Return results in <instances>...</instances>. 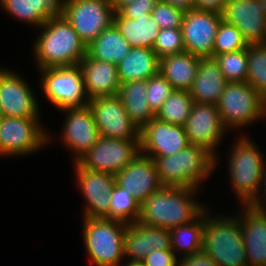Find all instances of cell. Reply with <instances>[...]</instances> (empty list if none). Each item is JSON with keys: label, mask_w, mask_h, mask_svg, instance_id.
<instances>
[{"label": "cell", "mask_w": 266, "mask_h": 266, "mask_svg": "<svg viewBox=\"0 0 266 266\" xmlns=\"http://www.w3.org/2000/svg\"><path fill=\"white\" fill-rule=\"evenodd\" d=\"M196 190L198 189L162 186L141 203L138 221L164 229L192 222L206 208L192 198Z\"/></svg>", "instance_id": "obj_1"}, {"label": "cell", "mask_w": 266, "mask_h": 266, "mask_svg": "<svg viewBox=\"0 0 266 266\" xmlns=\"http://www.w3.org/2000/svg\"><path fill=\"white\" fill-rule=\"evenodd\" d=\"M40 28L43 31L33 45L39 69L74 66L86 56L87 46L61 13Z\"/></svg>", "instance_id": "obj_2"}, {"label": "cell", "mask_w": 266, "mask_h": 266, "mask_svg": "<svg viewBox=\"0 0 266 266\" xmlns=\"http://www.w3.org/2000/svg\"><path fill=\"white\" fill-rule=\"evenodd\" d=\"M154 160L163 186L198 189L216 167L217 159L205 148L189 144L171 156H148Z\"/></svg>", "instance_id": "obj_3"}, {"label": "cell", "mask_w": 266, "mask_h": 266, "mask_svg": "<svg viewBox=\"0 0 266 266\" xmlns=\"http://www.w3.org/2000/svg\"><path fill=\"white\" fill-rule=\"evenodd\" d=\"M215 217L205 213L202 251L217 266H249L239 216Z\"/></svg>", "instance_id": "obj_4"}, {"label": "cell", "mask_w": 266, "mask_h": 266, "mask_svg": "<svg viewBox=\"0 0 266 266\" xmlns=\"http://www.w3.org/2000/svg\"><path fill=\"white\" fill-rule=\"evenodd\" d=\"M229 157L230 180L242 205H250L260 194L264 174V156L248 137L237 139Z\"/></svg>", "instance_id": "obj_5"}, {"label": "cell", "mask_w": 266, "mask_h": 266, "mask_svg": "<svg viewBox=\"0 0 266 266\" xmlns=\"http://www.w3.org/2000/svg\"><path fill=\"white\" fill-rule=\"evenodd\" d=\"M83 221V238L90 261L96 266H120L127 223L104 218Z\"/></svg>", "instance_id": "obj_6"}, {"label": "cell", "mask_w": 266, "mask_h": 266, "mask_svg": "<svg viewBox=\"0 0 266 266\" xmlns=\"http://www.w3.org/2000/svg\"><path fill=\"white\" fill-rule=\"evenodd\" d=\"M42 92L60 111L85 107L90 102L79 64L40 69ZM86 98V99H85Z\"/></svg>", "instance_id": "obj_7"}, {"label": "cell", "mask_w": 266, "mask_h": 266, "mask_svg": "<svg viewBox=\"0 0 266 266\" xmlns=\"http://www.w3.org/2000/svg\"><path fill=\"white\" fill-rule=\"evenodd\" d=\"M216 106L226 129L265 117V98L247 82H227Z\"/></svg>", "instance_id": "obj_8"}, {"label": "cell", "mask_w": 266, "mask_h": 266, "mask_svg": "<svg viewBox=\"0 0 266 266\" xmlns=\"http://www.w3.org/2000/svg\"><path fill=\"white\" fill-rule=\"evenodd\" d=\"M110 0H61L60 13L88 46L113 24Z\"/></svg>", "instance_id": "obj_9"}, {"label": "cell", "mask_w": 266, "mask_h": 266, "mask_svg": "<svg viewBox=\"0 0 266 266\" xmlns=\"http://www.w3.org/2000/svg\"><path fill=\"white\" fill-rule=\"evenodd\" d=\"M38 120L40 118L0 116V156L30 154L50 142V135L40 127Z\"/></svg>", "instance_id": "obj_10"}, {"label": "cell", "mask_w": 266, "mask_h": 266, "mask_svg": "<svg viewBox=\"0 0 266 266\" xmlns=\"http://www.w3.org/2000/svg\"><path fill=\"white\" fill-rule=\"evenodd\" d=\"M140 153V141L99 137L78 163L95 172L112 175L123 170Z\"/></svg>", "instance_id": "obj_11"}, {"label": "cell", "mask_w": 266, "mask_h": 266, "mask_svg": "<svg viewBox=\"0 0 266 266\" xmlns=\"http://www.w3.org/2000/svg\"><path fill=\"white\" fill-rule=\"evenodd\" d=\"M88 105L101 137L140 141V129L131 121L118 95L97 97Z\"/></svg>", "instance_id": "obj_12"}, {"label": "cell", "mask_w": 266, "mask_h": 266, "mask_svg": "<svg viewBox=\"0 0 266 266\" xmlns=\"http://www.w3.org/2000/svg\"><path fill=\"white\" fill-rule=\"evenodd\" d=\"M221 21V14L214 11L195 8L186 11L181 25L185 52L213 58L214 40Z\"/></svg>", "instance_id": "obj_13"}, {"label": "cell", "mask_w": 266, "mask_h": 266, "mask_svg": "<svg viewBox=\"0 0 266 266\" xmlns=\"http://www.w3.org/2000/svg\"><path fill=\"white\" fill-rule=\"evenodd\" d=\"M222 21L236 26L248 44H266V13L262 0H228Z\"/></svg>", "instance_id": "obj_14"}, {"label": "cell", "mask_w": 266, "mask_h": 266, "mask_svg": "<svg viewBox=\"0 0 266 266\" xmlns=\"http://www.w3.org/2000/svg\"><path fill=\"white\" fill-rule=\"evenodd\" d=\"M183 127L190 144L201 146L217 157L215 148L226 128L215 104L194 103Z\"/></svg>", "instance_id": "obj_15"}, {"label": "cell", "mask_w": 266, "mask_h": 266, "mask_svg": "<svg viewBox=\"0 0 266 266\" xmlns=\"http://www.w3.org/2000/svg\"><path fill=\"white\" fill-rule=\"evenodd\" d=\"M17 73L0 68V116L38 118L34 91Z\"/></svg>", "instance_id": "obj_16"}, {"label": "cell", "mask_w": 266, "mask_h": 266, "mask_svg": "<svg viewBox=\"0 0 266 266\" xmlns=\"http://www.w3.org/2000/svg\"><path fill=\"white\" fill-rule=\"evenodd\" d=\"M189 144L183 126L169 124L156 117L140 130V153L145 156H171Z\"/></svg>", "instance_id": "obj_17"}, {"label": "cell", "mask_w": 266, "mask_h": 266, "mask_svg": "<svg viewBox=\"0 0 266 266\" xmlns=\"http://www.w3.org/2000/svg\"><path fill=\"white\" fill-rule=\"evenodd\" d=\"M75 171L80 186L86 199L87 207L84 218H103L109 210L110 193L115 184V175L106 172H95L75 163Z\"/></svg>", "instance_id": "obj_18"}, {"label": "cell", "mask_w": 266, "mask_h": 266, "mask_svg": "<svg viewBox=\"0 0 266 266\" xmlns=\"http://www.w3.org/2000/svg\"><path fill=\"white\" fill-rule=\"evenodd\" d=\"M63 110L67 112L62 133L63 142L75 155V163L94 146L100 135L89 105Z\"/></svg>", "instance_id": "obj_19"}, {"label": "cell", "mask_w": 266, "mask_h": 266, "mask_svg": "<svg viewBox=\"0 0 266 266\" xmlns=\"http://www.w3.org/2000/svg\"><path fill=\"white\" fill-rule=\"evenodd\" d=\"M116 184L140 204L163 185L154 160L139 153L123 170L115 174Z\"/></svg>", "instance_id": "obj_20"}, {"label": "cell", "mask_w": 266, "mask_h": 266, "mask_svg": "<svg viewBox=\"0 0 266 266\" xmlns=\"http://www.w3.org/2000/svg\"><path fill=\"white\" fill-rule=\"evenodd\" d=\"M171 249L170 229L128 223L124 236V256L142 262L153 250Z\"/></svg>", "instance_id": "obj_21"}, {"label": "cell", "mask_w": 266, "mask_h": 266, "mask_svg": "<svg viewBox=\"0 0 266 266\" xmlns=\"http://www.w3.org/2000/svg\"><path fill=\"white\" fill-rule=\"evenodd\" d=\"M244 206L245 212L240 214L239 222L248 265L266 266V211Z\"/></svg>", "instance_id": "obj_22"}, {"label": "cell", "mask_w": 266, "mask_h": 266, "mask_svg": "<svg viewBox=\"0 0 266 266\" xmlns=\"http://www.w3.org/2000/svg\"><path fill=\"white\" fill-rule=\"evenodd\" d=\"M79 67L90 100L118 95L121 82L116 64L96 60L86 54L79 63Z\"/></svg>", "instance_id": "obj_23"}, {"label": "cell", "mask_w": 266, "mask_h": 266, "mask_svg": "<svg viewBox=\"0 0 266 266\" xmlns=\"http://www.w3.org/2000/svg\"><path fill=\"white\" fill-rule=\"evenodd\" d=\"M227 84L215 58H200L196 78L188 90L194 103L217 104Z\"/></svg>", "instance_id": "obj_24"}, {"label": "cell", "mask_w": 266, "mask_h": 266, "mask_svg": "<svg viewBox=\"0 0 266 266\" xmlns=\"http://www.w3.org/2000/svg\"><path fill=\"white\" fill-rule=\"evenodd\" d=\"M113 25L132 48L143 47L153 49L161 29L154 21L151 13L136 17V19H128L123 17L118 11H115Z\"/></svg>", "instance_id": "obj_25"}, {"label": "cell", "mask_w": 266, "mask_h": 266, "mask_svg": "<svg viewBox=\"0 0 266 266\" xmlns=\"http://www.w3.org/2000/svg\"><path fill=\"white\" fill-rule=\"evenodd\" d=\"M200 58L189 52L159 59V72L174 89L189 90L196 78Z\"/></svg>", "instance_id": "obj_26"}, {"label": "cell", "mask_w": 266, "mask_h": 266, "mask_svg": "<svg viewBox=\"0 0 266 266\" xmlns=\"http://www.w3.org/2000/svg\"><path fill=\"white\" fill-rule=\"evenodd\" d=\"M121 83L148 80L159 72V58L151 48L133 47L117 64Z\"/></svg>", "instance_id": "obj_27"}, {"label": "cell", "mask_w": 266, "mask_h": 266, "mask_svg": "<svg viewBox=\"0 0 266 266\" xmlns=\"http://www.w3.org/2000/svg\"><path fill=\"white\" fill-rule=\"evenodd\" d=\"M0 5L9 15L41 27L60 14L61 0H0Z\"/></svg>", "instance_id": "obj_28"}, {"label": "cell", "mask_w": 266, "mask_h": 266, "mask_svg": "<svg viewBox=\"0 0 266 266\" xmlns=\"http://www.w3.org/2000/svg\"><path fill=\"white\" fill-rule=\"evenodd\" d=\"M147 81L137 80L121 83L118 96L131 121L141 130L155 117L146 100Z\"/></svg>", "instance_id": "obj_29"}, {"label": "cell", "mask_w": 266, "mask_h": 266, "mask_svg": "<svg viewBox=\"0 0 266 266\" xmlns=\"http://www.w3.org/2000/svg\"><path fill=\"white\" fill-rule=\"evenodd\" d=\"M130 44L112 24L87 46V54L96 60L118 64L131 50Z\"/></svg>", "instance_id": "obj_30"}, {"label": "cell", "mask_w": 266, "mask_h": 266, "mask_svg": "<svg viewBox=\"0 0 266 266\" xmlns=\"http://www.w3.org/2000/svg\"><path fill=\"white\" fill-rule=\"evenodd\" d=\"M205 209L195 220L170 229L171 249L181 250L182 256H189L202 251L203 232L205 226Z\"/></svg>", "instance_id": "obj_31"}, {"label": "cell", "mask_w": 266, "mask_h": 266, "mask_svg": "<svg viewBox=\"0 0 266 266\" xmlns=\"http://www.w3.org/2000/svg\"><path fill=\"white\" fill-rule=\"evenodd\" d=\"M194 102L187 90L174 89L155 114L163 122L183 126Z\"/></svg>", "instance_id": "obj_32"}, {"label": "cell", "mask_w": 266, "mask_h": 266, "mask_svg": "<svg viewBox=\"0 0 266 266\" xmlns=\"http://www.w3.org/2000/svg\"><path fill=\"white\" fill-rule=\"evenodd\" d=\"M140 202L120 186L115 184L110 193V206L104 219L135 223L140 215Z\"/></svg>", "instance_id": "obj_33"}, {"label": "cell", "mask_w": 266, "mask_h": 266, "mask_svg": "<svg viewBox=\"0 0 266 266\" xmlns=\"http://www.w3.org/2000/svg\"><path fill=\"white\" fill-rule=\"evenodd\" d=\"M247 62L246 82L266 98V44H249Z\"/></svg>", "instance_id": "obj_34"}, {"label": "cell", "mask_w": 266, "mask_h": 266, "mask_svg": "<svg viewBox=\"0 0 266 266\" xmlns=\"http://www.w3.org/2000/svg\"><path fill=\"white\" fill-rule=\"evenodd\" d=\"M220 69L227 82H246L247 80V48L236 52L216 55Z\"/></svg>", "instance_id": "obj_35"}, {"label": "cell", "mask_w": 266, "mask_h": 266, "mask_svg": "<svg viewBox=\"0 0 266 266\" xmlns=\"http://www.w3.org/2000/svg\"><path fill=\"white\" fill-rule=\"evenodd\" d=\"M248 46L249 44L236 26L221 21L214 40L213 58L216 55L246 49Z\"/></svg>", "instance_id": "obj_36"}, {"label": "cell", "mask_w": 266, "mask_h": 266, "mask_svg": "<svg viewBox=\"0 0 266 266\" xmlns=\"http://www.w3.org/2000/svg\"><path fill=\"white\" fill-rule=\"evenodd\" d=\"M153 50L159 59L185 52L181 28L160 29Z\"/></svg>", "instance_id": "obj_37"}, {"label": "cell", "mask_w": 266, "mask_h": 266, "mask_svg": "<svg viewBox=\"0 0 266 266\" xmlns=\"http://www.w3.org/2000/svg\"><path fill=\"white\" fill-rule=\"evenodd\" d=\"M173 90L174 88L160 72L147 80L146 100L155 114Z\"/></svg>", "instance_id": "obj_38"}, {"label": "cell", "mask_w": 266, "mask_h": 266, "mask_svg": "<svg viewBox=\"0 0 266 266\" xmlns=\"http://www.w3.org/2000/svg\"><path fill=\"white\" fill-rule=\"evenodd\" d=\"M185 10L174 7L168 3L158 1L151 15L161 29L181 28Z\"/></svg>", "instance_id": "obj_39"}, {"label": "cell", "mask_w": 266, "mask_h": 266, "mask_svg": "<svg viewBox=\"0 0 266 266\" xmlns=\"http://www.w3.org/2000/svg\"><path fill=\"white\" fill-rule=\"evenodd\" d=\"M159 0H135L129 4L121 6L117 11L128 19H136V17L151 13Z\"/></svg>", "instance_id": "obj_40"}, {"label": "cell", "mask_w": 266, "mask_h": 266, "mask_svg": "<svg viewBox=\"0 0 266 266\" xmlns=\"http://www.w3.org/2000/svg\"><path fill=\"white\" fill-rule=\"evenodd\" d=\"M144 266H178L176 251L172 249L153 250L142 261Z\"/></svg>", "instance_id": "obj_41"}, {"label": "cell", "mask_w": 266, "mask_h": 266, "mask_svg": "<svg viewBox=\"0 0 266 266\" xmlns=\"http://www.w3.org/2000/svg\"><path fill=\"white\" fill-rule=\"evenodd\" d=\"M178 266H217L214 260L203 251L189 256H183Z\"/></svg>", "instance_id": "obj_42"}, {"label": "cell", "mask_w": 266, "mask_h": 266, "mask_svg": "<svg viewBox=\"0 0 266 266\" xmlns=\"http://www.w3.org/2000/svg\"><path fill=\"white\" fill-rule=\"evenodd\" d=\"M228 0H194L195 9L221 13Z\"/></svg>", "instance_id": "obj_43"}, {"label": "cell", "mask_w": 266, "mask_h": 266, "mask_svg": "<svg viewBox=\"0 0 266 266\" xmlns=\"http://www.w3.org/2000/svg\"><path fill=\"white\" fill-rule=\"evenodd\" d=\"M263 182H264V184H263ZM262 184L263 185H261V186H263L264 187V189L265 190H263L264 191V193L262 194L261 193V196H260V194H259V196H257V198L250 204L252 207H254V208H256V209H258V210H262V211H266V206L264 205V200L266 201V198L264 199V198H262V197H264L263 195L265 194V197H266V166H265V169H264V174H263V178H262ZM262 199H261V198ZM264 199V200H263ZM261 200H263V201H261ZM264 205V206H263Z\"/></svg>", "instance_id": "obj_44"}, {"label": "cell", "mask_w": 266, "mask_h": 266, "mask_svg": "<svg viewBox=\"0 0 266 266\" xmlns=\"http://www.w3.org/2000/svg\"><path fill=\"white\" fill-rule=\"evenodd\" d=\"M160 1L168 3L174 7H178L185 11L194 9L195 6L194 0H160Z\"/></svg>", "instance_id": "obj_45"}, {"label": "cell", "mask_w": 266, "mask_h": 266, "mask_svg": "<svg viewBox=\"0 0 266 266\" xmlns=\"http://www.w3.org/2000/svg\"><path fill=\"white\" fill-rule=\"evenodd\" d=\"M135 0H110L114 11H117L121 6L129 4Z\"/></svg>", "instance_id": "obj_46"}, {"label": "cell", "mask_w": 266, "mask_h": 266, "mask_svg": "<svg viewBox=\"0 0 266 266\" xmlns=\"http://www.w3.org/2000/svg\"><path fill=\"white\" fill-rule=\"evenodd\" d=\"M125 266H144L143 262L138 261H128Z\"/></svg>", "instance_id": "obj_47"}, {"label": "cell", "mask_w": 266, "mask_h": 266, "mask_svg": "<svg viewBox=\"0 0 266 266\" xmlns=\"http://www.w3.org/2000/svg\"><path fill=\"white\" fill-rule=\"evenodd\" d=\"M262 3L264 4V9H265V13H266V0H262Z\"/></svg>", "instance_id": "obj_48"}, {"label": "cell", "mask_w": 266, "mask_h": 266, "mask_svg": "<svg viewBox=\"0 0 266 266\" xmlns=\"http://www.w3.org/2000/svg\"><path fill=\"white\" fill-rule=\"evenodd\" d=\"M264 115L266 117V98H265V110H264Z\"/></svg>", "instance_id": "obj_49"}]
</instances>
